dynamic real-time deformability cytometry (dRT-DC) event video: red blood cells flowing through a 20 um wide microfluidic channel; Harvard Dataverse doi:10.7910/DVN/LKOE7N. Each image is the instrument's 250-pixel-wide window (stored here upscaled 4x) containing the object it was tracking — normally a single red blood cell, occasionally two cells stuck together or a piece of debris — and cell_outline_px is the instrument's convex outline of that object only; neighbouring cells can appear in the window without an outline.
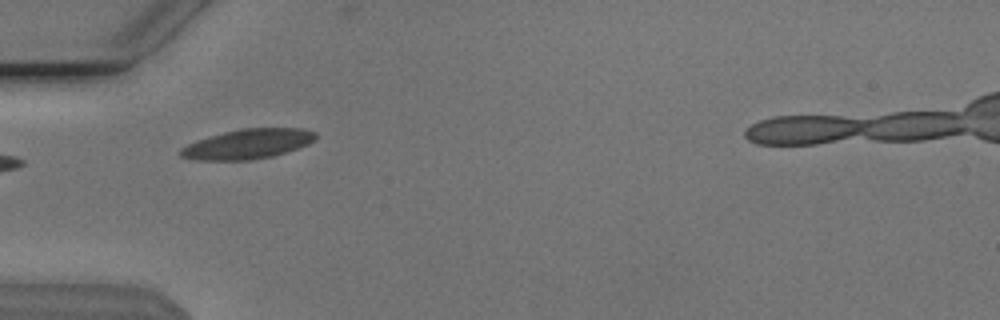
{"species": "Egyptian fruit bat (a non-hibernating species)", "species_latin": "Rousettus aegyptiacus", "temperature_condition": "cold", "stored_images_in_passage": 4, "camera_frame_rate_fps": 3000, "um_per_image_px": 0.085, "animal": {"sex": "male"}, "frame": {"image": 1, "passage_image": 1, "time_ms": 0.0, "image_size_px": [1000, 320], "cell_outline_px": [[316, 140], [308, 144], [272, 156], [252, 160], [196, 160], [180, 156], [180, 148], [196, 140], [224, 132], [244, 128], [304, 128], [316, 132]], "centroid_in_image_um": [21.06, 12.23], "position_along_channel_um": 63.9, "area_um2": 23.35}}